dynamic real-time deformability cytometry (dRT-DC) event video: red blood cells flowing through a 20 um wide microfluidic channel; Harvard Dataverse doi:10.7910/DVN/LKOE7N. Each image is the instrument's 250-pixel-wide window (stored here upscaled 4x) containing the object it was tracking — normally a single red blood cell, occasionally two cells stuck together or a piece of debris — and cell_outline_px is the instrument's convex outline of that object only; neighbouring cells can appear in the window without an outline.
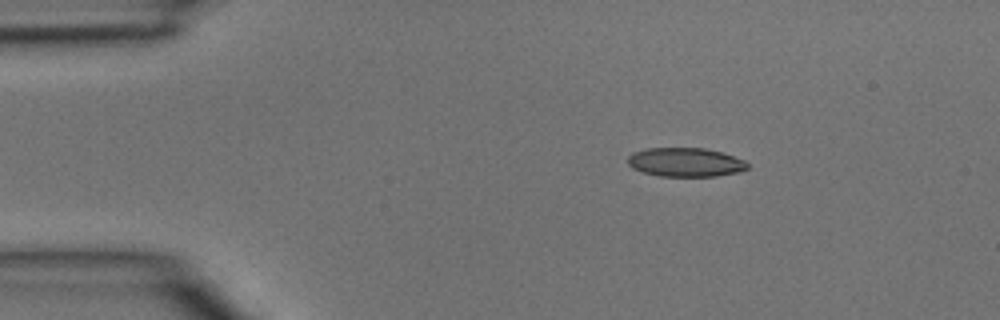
{"species": "common noctule bat (a hibernating species)", "species_latin": "Nyctalus noctula", "temperature_condition": "room temperature", "stored_images_in_passage": 3, "camera_frame_rate_fps": 3000, "um_per_image_px": 0.085, "animal": {"sex": "male", "body_mass_g": 15.6}, "frame": {"image": 1, "passage_image": 1, "time_ms": 0.0, "image_size_px": [1000, 320], "cell_outline_px": [[748, 168], [740, 172], [716, 176], [660, 176], [644, 172], [632, 168], [628, 164], [628, 156], [632, 152], [644, 148], [704, 148], [724, 152], [744, 160], [748, 164]], "centroid_in_image_um": [58.27, 13.78], "position_along_channel_um": 26.7, "area_um2": 20.35}}
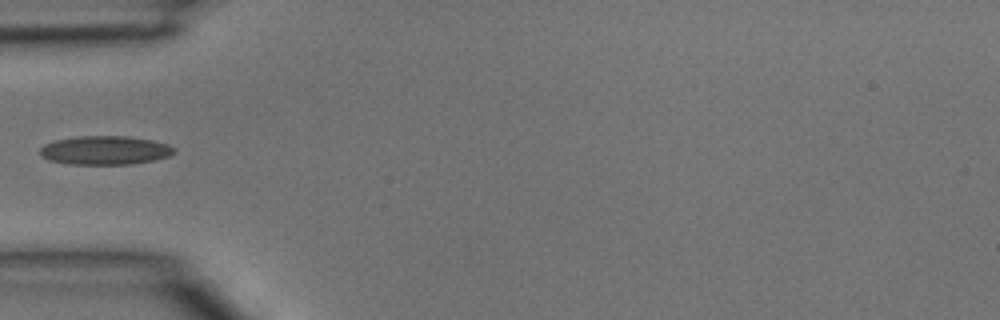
{"frame": {"image": 2, "passage_image": 3, "time_ms": 0.667, "image_size_px": [1000, 320], "cell_outline_px": [[176, 152], [168, 156], [152, 160], [128, 164], [68, 164], [48, 160], [40, 156], [40, 148], [44, 144], [56, 140], [76, 136], [128, 136], [152, 140], [168, 144], [176, 148]], "centroid_in_image_um": [8.91, 12.77], "position_along_channel_um": 76.1, "area_um2": 22.54}}